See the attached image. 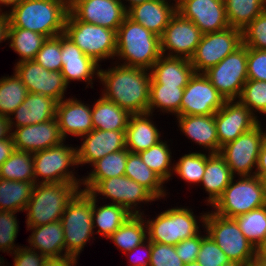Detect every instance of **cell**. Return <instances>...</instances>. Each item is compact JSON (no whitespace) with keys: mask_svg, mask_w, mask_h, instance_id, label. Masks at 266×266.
Returning a JSON list of instances; mask_svg holds the SVG:
<instances>
[{"mask_svg":"<svg viewBox=\"0 0 266 266\" xmlns=\"http://www.w3.org/2000/svg\"><path fill=\"white\" fill-rule=\"evenodd\" d=\"M112 68L99 70L102 96L130 114L148 112L151 72L141 67L113 63Z\"/></svg>","mask_w":266,"mask_h":266,"instance_id":"cell-1","label":"cell"},{"mask_svg":"<svg viewBox=\"0 0 266 266\" xmlns=\"http://www.w3.org/2000/svg\"><path fill=\"white\" fill-rule=\"evenodd\" d=\"M5 13L8 28L28 29L52 38L65 31L69 0H22Z\"/></svg>","mask_w":266,"mask_h":266,"instance_id":"cell-2","label":"cell"},{"mask_svg":"<svg viewBox=\"0 0 266 266\" xmlns=\"http://www.w3.org/2000/svg\"><path fill=\"white\" fill-rule=\"evenodd\" d=\"M161 56L160 37L126 16L116 32L115 62L150 70Z\"/></svg>","mask_w":266,"mask_h":266,"instance_id":"cell-3","label":"cell"},{"mask_svg":"<svg viewBox=\"0 0 266 266\" xmlns=\"http://www.w3.org/2000/svg\"><path fill=\"white\" fill-rule=\"evenodd\" d=\"M82 183H40L33 187L26 206V227L42 226L61 219L65 208L81 190Z\"/></svg>","mask_w":266,"mask_h":266,"instance_id":"cell-4","label":"cell"},{"mask_svg":"<svg viewBox=\"0 0 266 266\" xmlns=\"http://www.w3.org/2000/svg\"><path fill=\"white\" fill-rule=\"evenodd\" d=\"M200 214L196 217L191 208L175 206L157 214L155 219L148 220L146 215L148 240L175 246L184 239L198 235L201 232L199 227L202 225L204 228L207 211Z\"/></svg>","mask_w":266,"mask_h":266,"instance_id":"cell-5","label":"cell"},{"mask_svg":"<svg viewBox=\"0 0 266 266\" xmlns=\"http://www.w3.org/2000/svg\"><path fill=\"white\" fill-rule=\"evenodd\" d=\"M92 214L93 196L80 190L68 203L60 219L64 230L65 256L79 258L89 240H95Z\"/></svg>","mask_w":266,"mask_h":266,"instance_id":"cell-6","label":"cell"},{"mask_svg":"<svg viewBox=\"0 0 266 266\" xmlns=\"http://www.w3.org/2000/svg\"><path fill=\"white\" fill-rule=\"evenodd\" d=\"M234 176L222 195L211 206L212 211L235 218L266 205V184L256 175Z\"/></svg>","mask_w":266,"mask_h":266,"instance_id":"cell-7","label":"cell"},{"mask_svg":"<svg viewBox=\"0 0 266 266\" xmlns=\"http://www.w3.org/2000/svg\"><path fill=\"white\" fill-rule=\"evenodd\" d=\"M64 34L69 37L85 55L98 64L103 60L115 59L116 31L99 25L79 21L70 11L65 22Z\"/></svg>","mask_w":266,"mask_h":266,"instance_id":"cell-8","label":"cell"},{"mask_svg":"<svg viewBox=\"0 0 266 266\" xmlns=\"http://www.w3.org/2000/svg\"><path fill=\"white\" fill-rule=\"evenodd\" d=\"M64 142L32 153L35 184L54 182L82 183V179L76 177V172L74 171V166L76 168L78 167L77 147L69 146L68 144L65 145Z\"/></svg>","mask_w":266,"mask_h":266,"instance_id":"cell-9","label":"cell"},{"mask_svg":"<svg viewBox=\"0 0 266 266\" xmlns=\"http://www.w3.org/2000/svg\"><path fill=\"white\" fill-rule=\"evenodd\" d=\"M204 228L229 260L255 262L256 248L243 235L234 218L208 211Z\"/></svg>","mask_w":266,"mask_h":266,"instance_id":"cell-10","label":"cell"},{"mask_svg":"<svg viewBox=\"0 0 266 266\" xmlns=\"http://www.w3.org/2000/svg\"><path fill=\"white\" fill-rule=\"evenodd\" d=\"M87 192L97 198L109 199L113 204L121 205L131 215H142L144 211L141 203L151 204L157 199L142 185L127 176H116L109 179L98 180Z\"/></svg>","mask_w":266,"mask_h":266,"instance_id":"cell-11","label":"cell"},{"mask_svg":"<svg viewBox=\"0 0 266 266\" xmlns=\"http://www.w3.org/2000/svg\"><path fill=\"white\" fill-rule=\"evenodd\" d=\"M204 75L225 100H237L248 80L247 47L242 44Z\"/></svg>","mask_w":266,"mask_h":266,"instance_id":"cell-12","label":"cell"},{"mask_svg":"<svg viewBox=\"0 0 266 266\" xmlns=\"http://www.w3.org/2000/svg\"><path fill=\"white\" fill-rule=\"evenodd\" d=\"M261 122L262 120L234 141L221 147L220 154L225 158L234 176L255 175L260 148L264 141V129Z\"/></svg>","mask_w":266,"mask_h":266,"instance_id":"cell-13","label":"cell"},{"mask_svg":"<svg viewBox=\"0 0 266 266\" xmlns=\"http://www.w3.org/2000/svg\"><path fill=\"white\" fill-rule=\"evenodd\" d=\"M242 44V31L236 28L229 27L223 31L203 34L189 60L195 73H204Z\"/></svg>","mask_w":266,"mask_h":266,"instance_id":"cell-14","label":"cell"},{"mask_svg":"<svg viewBox=\"0 0 266 266\" xmlns=\"http://www.w3.org/2000/svg\"><path fill=\"white\" fill-rule=\"evenodd\" d=\"M200 29L176 12L160 37L163 56L190 59L200 43Z\"/></svg>","mask_w":266,"mask_h":266,"instance_id":"cell-15","label":"cell"},{"mask_svg":"<svg viewBox=\"0 0 266 266\" xmlns=\"http://www.w3.org/2000/svg\"><path fill=\"white\" fill-rule=\"evenodd\" d=\"M225 101L204 73H194L184 88L178 116L212 115Z\"/></svg>","mask_w":266,"mask_h":266,"instance_id":"cell-16","label":"cell"},{"mask_svg":"<svg viewBox=\"0 0 266 266\" xmlns=\"http://www.w3.org/2000/svg\"><path fill=\"white\" fill-rule=\"evenodd\" d=\"M14 67L28 92L49 96L57 102L65 98L68 84L61 71H49L34 60L17 62Z\"/></svg>","mask_w":266,"mask_h":266,"instance_id":"cell-17","label":"cell"},{"mask_svg":"<svg viewBox=\"0 0 266 266\" xmlns=\"http://www.w3.org/2000/svg\"><path fill=\"white\" fill-rule=\"evenodd\" d=\"M176 12L191 20L202 34L219 32L230 27L224 0H176Z\"/></svg>","mask_w":266,"mask_h":266,"instance_id":"cell-18","label":"cell"},{"mask_svg":"<svg viewBox=\"0 0 266 266\" xmlns=\"http://www.w3.org/2000/svg\"><path fill=\"white\" fill-rule=\"evenodd\" d=\"M69 11L79 20L118 31L127 16L120 0H69Z\"/></svg>","mask_w":266,"mask_h":266,"instance_id":"cell-19","label":"cell"},{"mask_svg":"<svg viewBox=\"0 0 266 266\" xmlns=\"http://www.w3.org/2000/svg\"><path fill=\"white\" fill-rule=\"evenodd\" d=\"M215 122L222 147L255 127L260 120L238 100H226L215 113Z\"/></svg>","mask_w":266,"mask_h":266,"instance_id":"cell-20","label":"cell"},{"mask_svg":"<svg viewBox=\"0 0 266 266\" xmlns=\"http://www.w3.org/2000/svg\"><path fill=\"white\" fill-rule=\"evenodd\" d=\"M61 73L66 83L72 81L86 82L85 88H93L94 78L99 79L101 63L85 55L83 51L64 33L61 34ZM96 76V77H95Z\"/></svg>","mask_w":266,"mask_h":266,"instance_id":"cell-21","label":"cell"},{"mask_svg":"<svg viewBox=\"0 0 266 266\" xmlns=\"http://www.w3.org/2000/svg\"><path fill=\"white\" fill-rule=\"evenodd\" d=\"M81 138V146L76 148L78 167L92 165L105 155L126 148L125 131L93 129Z\"/></svg>","mask_w":266,"mask_h":266,"instance_id":"cell-22","label":"cell"},{"mask_svg":"<svg viewBox=\"0 0 266 266\" xmlns=\"http://www.w3.org/2000/svg\"><path fill=\"white\" fill-rule=\"evenodd\" d=\"M11 136L15 150L35 153L65 141L56 118L46 122L13 128Z\"/></svg>","mask_w":266,"mask_h":266,"instance_id":"cell-23","label":"cell"},{"mask_svg":"<svg viewBox=\"0 0 266 266\" xmlns=\"http://www.w3.org/2000/svg\"><path fill=\"white\" fill-rule=\"evenodd\" d=\"M55 118L65 141L68 135L80 138L94 129L90 104L74 97L57 102Z\"/></svg>","mask_w":266,"mask_h":266,"instance_id":"cell-24","label":"cell"},{"mask_svg":"<svg viewBox=\"0 0 266 266\" xmlns=\"http://www.w3.org/2000/svg\"><path fill=\"white\" fill-rule=\"evenodd\" d=\"M56 105L57 101L49 96L28 92L24 102L8 117L10 130L55 118Z\"/></svg>","mask_w":266,"mask_h":266,"instance_id":"cell-25","label":"cell"},{"mask_svg":"<svg viewBox=\"0 0 266 266\" xmlns=\"http://www.w3.org/2000/svg\"><path fill=\"white\" fill-rule=\"evenodd\" d=\"M178 128L186 138L209 153H220L215 114L176 116Z\"/></svg>","mask_w":266,"mask_h":266,"instance_id":"cell-26","label":"cell"},{"mask_svg":"<svg viewBox=\"0 0 266 266\" xmlns=\"http://www.w3.org/2000/svg\"><path fill=\"white\" fill-rule=\"evenodd\" d=\"M175 13L176 0H151L133 6L127 11V16L161 37Z\"/></svg>","mask_w":266,"mask_h":266,"instance_id":"cell-27","label":"cell"},{"mask_svg":"<svg viewBox=\"0 0 266 266\" xmlns=\"http://www.w3.org/2000/svg\"><path fill=\"white\" fill-rule=\"evenodd\" d=\"M154 114H131L125 130L126 148L131 153H139L149 149L161 141V131L151 119Z\"/></svg>","mask_w":266,"mask_h":266,"instance_id":"cell-28","label":"cell"},{"mask_svg":"<svg viewBox=\"0 0 266 266\" xmlns=\"http://www.w3.org/2000/svg\"><path fill=\"white\" fill-rule=\"evenodd\" d=\"M32 233L28 238L29 248L46 258L65 256L64 230L60 220L42 226L27 227Z\"/></svg>","mask_w":266,"mask_h":266,"instance_id":"cell-29","label":"cell"},{"mask_svg":"<svg viewBox=\"0 0 266 266\" xmlns=\"http://www.w3.org/2000/svg\"><path fill=\"white\" fill-rule=\"evenodd\" d=\"M234 178L225 158L220 153L206 154V168L200 185L208 194L205 202L212 206Z\"/></svg>","mask_w":266,"mask_h":266,"instance_id":"cell-30","label":"cell"},{"mask_svg":"<svg viewBox=\"0 0 266 266\" xmlns=\"http://www.w3.org/2000/svg\"><path fill=\"white\" fill-rule=\"evenodd\" d=\"M151 77L165 86L186 87L195 71L189 59L161 56L150 69Z\"/></svg>","mask_w":266,"mask_h":266,"instance_id":"cell-31","label":"cell"},{"mask_svg":"<svg viewBox=\"0 0 266 266\" xmlns=\"http://www.w3.org/2000/svg\"><path fill=\"white\" fill-rule=\"evenodd\" d=\"M94 129L125 131L131 114L102 95L91 105Z\"/></svg>","mask_w":266,"mask_h":266,"instance_id":"cell-32","label":"cell"},{"mask_svg":"<svg viewBox=\"0 0 266 266\" xmlns=\"http://www.w3.org/2000/svg\"><path fill=\"white\" fill-rule=\"evenodd\" d=\"M130 151L125 148L110 154L94 162L90 173L82 178V191H88L98 180L109 179L125 175L126 162ZM85 187V188H84Z\"/></svg>","mask_w":266,"mask_h":266,"instance_id":"cell-33","label":"cell"},{"mask_svg":"<svg viewBox=\"0 0 266 266\" xmlns=\"http://www.w3.org/2000/svg\"><path fill=\"white\" fill-rule=\"evenodd\" d=\"M125 176L142 185L157 200L165 199L168 194L166 183L142 161L138 153H128Z\"/></svg>","mask_w":266,"mask_h":266,"instance_id":"cell-34","label":"cell"},{"mask_svg":"<svg viewBox=\"0 0 266 266\" xmlns=\"http://www.w3.org/2000/svg\"><path fill=\"white\" fill-rule=\"evenodd\" d=\"M99 198L93 197V214L92 223L94 233L98 234L102 238L107 239L111 236L130 216L131 214L121 205L113 203H105L98 206ZM98 206V207H97Z\"/></svg>","mask_w":266,"mask_h":266,"instance_id":"cell-35","label":"cell"},{"mask_svg":"<svg viewBox=\"0 0 266 266\" xmlns=\"http://www.w3.org/2000/svg\"><path fill=\"white\" fill-rule=\"evenodd\" d=\"M142 215H131L111 236L112 241L122 253H127L148 239L147 225Z\"/></svg>","mask_w":266,"mask_h":266,"instance_id":"cell-36","label":"cell"},{"mask_svg":"<svg viewBox=\"0 0 266 266\" xmlns=\"http://www.w3.org/2000/svg\"><path fill=\"white\" fill-rule=\"evenodd\" d=\"M184 88L185 87L158 84L151 77L148 113L153 114V112L158 109L160 113H171L174 116H178L180 114Z\"/></svg>","mask_w":266,"mask_h":266,"instance_id":"cell-37","label":"cell"},{"mask_svg":"<svg viewBox=\"0 0 266 266\" xmlns=\"http://www.w3.org/2000/svg\"><path fill=\"white\" fill-rule=\"evenodd\" d=\"M34 185L33 182L0 178V210L25 212Z\"/></svg>","mask_w":266,"mask_h":266,"instance_id":"cell-38","label":"cell"},{"mask_svg":"<svg viewBox=\"0 0 266 266\" xmlns=\"http://www.w3.org/2000/svg\"><path fill=\"white\" fill-rule=\"evenodd\" d=\"M47 37L22 28H8L9 47L19 55L17 62L33 60Z\"/></svg>","mask_w":266,"mask_h":266,"instance_id":"cell-39","label":"cell"},{"mask_svg":"<svg viewBox=\"0 0 266 266\" xmlns=\"http://www.w3.org/2000/svg\"><path fill=\"white\" fill-rule=\"evenodd\" d=\"M228 24L243 30L264 11V0H224Z\"/></svg>","mask_w":266,"mask_h":266,"instance_id":"cell-40","label":"cell"},{"mask_svg":"<svg viewBox=\"0 0 266 266\" xmlns=\"http://www.w3.org/2000/svg\"><path fill=\"white\" fill-rule=\"evenodd\" d=\"M170 144L161 140L149 149L139 152L142 161L153 170L165 183L173 176L174 162Z\"/></svg>","mask_w":266,"mask_h":266,"instance_id":"cell-41","label":"cell"},{"mask_svg":"<svg viewBox=\"0 0 266 266\" xmlns=\"http://www.w3.org/2000/svg\"><path fill=\"white\" fill-rule=\"evenodd\" d=\"M0 178L4 180L33 182L35 184L32 153L15 150L0 166Z\"/></svg>","mask_w":266,"mask_h":266,"instance_id":"cell-42","label":"cell"},{"mask_svg":"<svg viewBox=\"0 0 266 266\" xmlns=\"http://www.w3.org/2000/svg\"><path fill=\"white\" fill-rule=\"evenodd\" d=\"M27 88L15 72L0 78V115L9 117L24 102Z\"/></svg>","mask_w":266,"mask_h":266,"instance_id":"cell-43","label":"cell"},{"mask_svg":"<svg viewBox=\"0 0 266 266\" xmlns=\"http://www.w3.org/2000/svg\"><path fill=\"white\" fill-rule=\"evenodd\" d=\"M247 240L256 248L266 237V205L234 218Z\"/></svg>","mask_w":266,"mask_h":266,"instance_id":"cell-44","label":"cell"},{"mask_svg":"<svg viewBox=\"0 0 266 266\" xmlns=\"http://www.w3.org/2000/svg\"><path fill=\"white\" fill-rule=\"evenodd\" d=\"M206 168V153L192 152L184 154L177 160L173 172L186 183L199 184L202 182Z\"/></svg>","mask_w":266,"mask_h":266,"instance_id":"cell-45","label":"cell"},{"mask_svg":"<svg viewBox=\"0 0 266 266\" xmlns=\"http://www.w3.org/2000/svg\"><path fill=\"white\" fill-rule=\"evenodd\" d=\"M237 100L257 118L259 117L257 113L266 116V81L248 79Z\"/></svg>","mask_w":266,"mask_h":266,"instance_id":"cell-46","label":"cell"},{"mask_svg":"<svg viewBox=\"0 0 266 266\" xmlns=\"http://www.w3.org/2000/svg\"><path fill=\"white\" fill-rule=\"evenodd\" d=\"M17 213L0 210V252H6L9 255L20 247L14 243L19 231V221L15 215Z\"/></svg>","mask_w":266,"mask_h":266,"instance_id":"cell-47","label":"cell"},{"mask_svg":"<svg viewBox=\"0 0 266 266\" xmlns=\"http://www.w3.org/2000/svg\"><path fill=\"white\" fill-rule=\"evenodd\" d=\"M33 60L49 71H61V35L47 38Z\"/></svg>","mask_w":266,"mask_h":266,"instance_id":"cell-48","label":"cell"},{"mask_svg":"<svg viewBox=\"0 0 266 266\" xmlns=\"http://www.w3.org/2000/svg\"><path fill=\"white\" fill-rule=\"evenodd\" d=\"M203 232L205 234H201V246L196 262H198L201 266H222L227 263L229 259L222 249L206 233L205 228Z\"/></svg>","mask_w":266,"mask_h":266,"instance_id":"cell-49","label":"cell"},{"mask_svg":"<svg viewBox=\"0 0 266 266\" xmlns=\"http://www.w3.org/2000/svg\"><path fill=\"white\" fill-rule=\"evenodd\" d=\"M243 44L247 48L266 50V12L263 11L242 30Z\"/></svg>","mask_w":266,"mask_h":266,"instance_id":"cell-50","label":"cell"},{"mask_svg":"<svg viewBox=\"0 0 266 266\" xmlns=\"http://www.w3.org/2000/svg\"><path fill=\"white\" fill-rule=\"evenodd\" d=\"M184 264L177 255L174 245L151 242L149 266H184Z\"/></svg>","mask_w":266,"mask_h":266,"instance_id":"cell-51","label":"cell"},{"mask_svg":"<svg viewBox=\"0 0 266 266\" xmlns=\"http://www.w3.org/2000/svg\"><path fill=\"white\" fill-rule=\"evenodd\" d=\"M248 79L266 81V50L247 48Z\"/></svg>","mask_w":266,"mask_h":266,"instance_id":"cell-52","label":"cell"},{"mask_svg":"<svg viewBox=\"0 0 266 266\" xmlns=\"http://www.w3.org/2000/svg\"><path fill=\"white\" fill-rule=\"evenodd\" d=\"M201 246V232L175 245L177 255L186 263L196 262Z\"/></svg>","mask_w":266,"mask_h":266,"instance_id":"cell-53","label":"cell"},{"mask_svg":"<svg viewBox=\"0 0 266 266\" xmlns=\"http://www.w3.org/2000/svg\"><path fill=\"white\" fill-rule=\"evenodd\" d=\"M13 266H42L47 259L38 251L30 249L29 246H20L13 253Z\"/></svg>","mask_w":266,"mask_h":266,"instance_id":"cell-54","label":"cell"},{"mask_svg":"<svg viewBox=\"0 0 266 266\" xmlns=\"http://www.w3.org/2000/svg\"><path fill=\"white\" fill-rule=\"evenodd\" d=\"M125 254L128 257L130 266H149V261L151 257V241L147 239L145 242L139 244L133 250Z\"/></svg>","mask_w":266,"mask_h":266,"instance_id":"cell-55","label":"cell"},{"mask_svg":"<svg viewBox=\"0 0 266 266\" xmlns=\"http://www.w3.org/2000/svg\"><path fill=\"white\" fill-rule=\"evenodd\" d=\"M15 151V145L13 143V138L0 140V166L12 155Z\"/></svg>","mask_w":266,"mask_h":266,"instance_id":"cell-56","label":"cell"},{"mask_svg":"<svg viewBox=\"0 0 266 266\" xmlns=\"http://www.w3.org/2000/svg\"><path fill=\"white\" fill-rule=\"evenodd\" d=\"M255 175L261 178L263 181L266 180V141L265 140L263 141L260 148Z\"/></svg>","mask_w":266,"mask_h":266,"instance_id":"cell-57","label":"cell"},{"mask_svg":"<svg viewBox=\"0 0 266 266\" xmlns=\"http://www.w3.org/2000/svg\"><path fill=\"white\" fill-rule=\"evenodd\" d=\"M78 258L72 256H63L59 258H47L42 266H77Z\"/></svg>","mask_w":266,"mask_h":266,"instance_id":"cell-58","label":"cell"},{"mask_svg":"<svg viewBox=\"0 0 266 266\" xmlns=\"http://www.w3.org/2000/svg\"><path fill=\"white\" fill-rule=\"evenodd\" d=\"M9 19L7 13H0V43L8 38Z\"/></svg>","mask_w":266,"mask_h":266,"instance_id":"cell-59","label":"cell"},{"mask_svg":"<svg viewBox=\"0 0 266 266\" xmlns=\"http://www.w3.org/2000/svg\"><path fill=\"white\" fill-rule=\"evenodd\" d=\"M10 136L11 130L8 118L0 115V140L9 138Z\"/></svg>","mask_w":266,"mask_h":266,"instance_id":"cell-60","label":"cell"},{"mask_svg":"<svg viewBox=\"0 0 266 266\" xmlns=\"http://www.w3.org/2000/svg\"><path fill=\"white\" fill-rule=\"evenodd\" d=\"M255 259H266V237L256 247V257H255Z\"/></svg>","mask_w":266,"mask_h":266,"instance_id":"cell-61","label":"cell"},{"mask_svg":"<svg viewBox=\"0 0 266 266\" xmlns=\"http://www.w3.org/2000/svg\"><path fill=\"white\" fill-rule=\"evenodd\" d=\"M22 0H0V13H5L3 7H10L11 9L18 5Z\"/></svg>","mask_w":266,"mask_h":266,"instance_id":"cell-62","label":"cell"},{"mask_svg":"<svg viewBox=\"0 0 266 266\" xmlns=\"http://www.w3.org/2000/svg\"><path fill=\"white\" fill-rule=\"evenodd\" d=\"M120 1L123 4L125 10L128 11L130 8H132L133 6H135L137 4L148 2V1H151V0H120ZM126 2H128V4Z\"/></svg>","mask_w":266,"mask_h":266,"instance_id":"cell-63","label":"cell"},{"mask_svg":"<svg viewBox=\"0 0 266 266\" xmlns=\"http://www.w3.org/2000/svg\"><path fill=\"white\" fill-rule=\"evenodd\" d=\"M255 262H239V261H231L229 260L227 263H225L222 266H250L251 264H254Z\"/></svg>","mask_w":266,"mask_h":266,"instance_id":"cell-64","label":"cell"},{"mask_svg":"<svg viewBox=\"0 0 266 266\" xmlns=\"http://www.w3.org/2000/svg\"><path fill=\"white\" fill-rule=\"evenodd\" d=\"M255 264L257 266H266V259H255Z\"/></svg>","mask_w":266,"mask_h":266,"instance_id":"cell-65","label":"cell"},{"mask_svg":"<svg viewBox=\"0 0 266 266\" xmlns=\"http://www.w3.org/2000/svg\"><path fill=\"white\" fill-rule=\"evenodd\" d=\"M184 266H201L198 262L186 263Z\"/></svg>","mask_w":266,"mask_h":266,"instance_id":"cell-66","label":"cell"},{"mask_svg":"<svg viewBox=\"0 0 266 266\" xmlns=\"http://www.w3.org/2000/svg\"><path fill=\"white\" fill-rule=\"evenodd\" d=\"M5 259L3 257H0V266H7L5 264H8V263H5L4 261Z\"/></svg>","mask_w":266,"mask_h":266,"instance_id":"cell-67","label":"cell"},{"mask_svg":"<svg viewBox=\"0 0 266 266\" xmlns=\"http://www.w3.org/2000/svg\"><path fill=\"white\" fill-rule=\"evenodd\" d=\"M264 130L266 129V127L265 128H263ZM264 140L266 141V130L264 131Z\"/></svg>","mask_w":266,"mask_h":266,"instance_id":"cell-68","label":"cell"},{"mask_svg":"<svg viewBox=\"0 0 266 266\" xmlns=\"http://www.w3.org/2000/svg\"><path fill=\"white\" fill-rule=\"evenodd\" d=\"M264 11L266 12V0H264Z\"/></svg>","mask_w":266,"mask_h":266,"instance_id":"cell-69","label":"cell"}]
</instances>
